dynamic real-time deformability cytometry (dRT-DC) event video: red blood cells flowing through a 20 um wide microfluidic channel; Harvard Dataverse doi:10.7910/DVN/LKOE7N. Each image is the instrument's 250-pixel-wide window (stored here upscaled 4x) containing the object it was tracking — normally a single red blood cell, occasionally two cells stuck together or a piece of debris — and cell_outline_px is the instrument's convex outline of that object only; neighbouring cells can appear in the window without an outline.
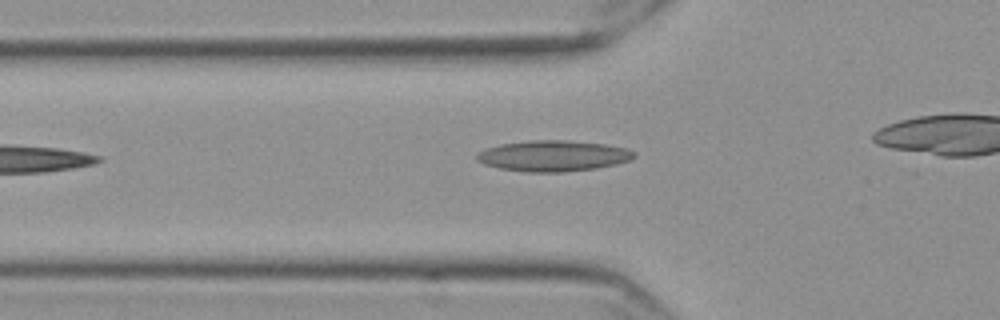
{"species": "Egyptian fruit bat (a non-hibernating species)", "species_latin": "Rousettus aegyptiacus", "temperature_condition": "cold", "stored_images_in_passage": 24, "camera_frame_rate_fps": 3000, "um_per_image_px": 0.085, "frame": {"image": 1, "passage_image": 2, "time_ms": 0.333, "image_size_px": [1000, 320], "cell_outline_px": [[636, 156], [632, 160], [616, 164], [596, 168], [564, 172], [528, 172], [500, 168], [484, 164], [476, 160], [476, 156], [480, 152], [488, 148], [500, 144], [528, 140], [568, 140], [604, 144], [628, 148], [636, 152]], "centroid_in_image_um": [47.07, 13.24], "position_along_channel_um": 78.7, "area_um2": 28.38}}
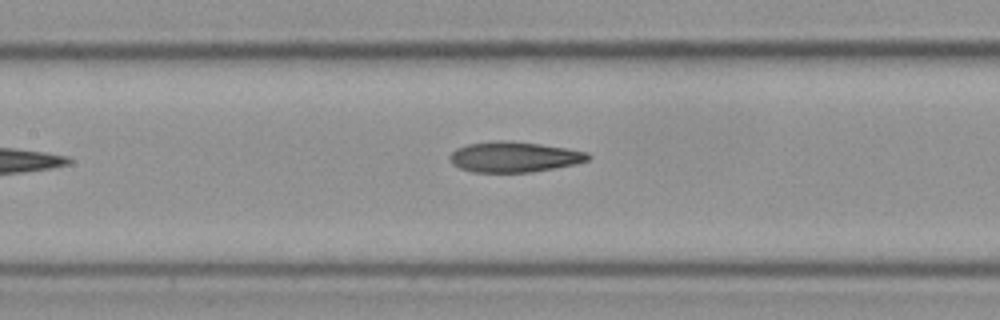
{"frame": {"image": 2, "passage_image": 9, "time_ms": 2.667, "image_size_px": [1000, 320], "cell_outline_px": [[592, 156], [588, 160], [576, 164], [532, 172], [472, 172], [460, 168], [452, 164], [448, 156], [456, 148], [468, 144], [492, 140], [508, 140], [540, 144], [568, 148], [588, 152]], "centroid_in_image_um": [43.7, 13.33], "position_along_channel_um": 163.7, "area_um2": 24.8}}
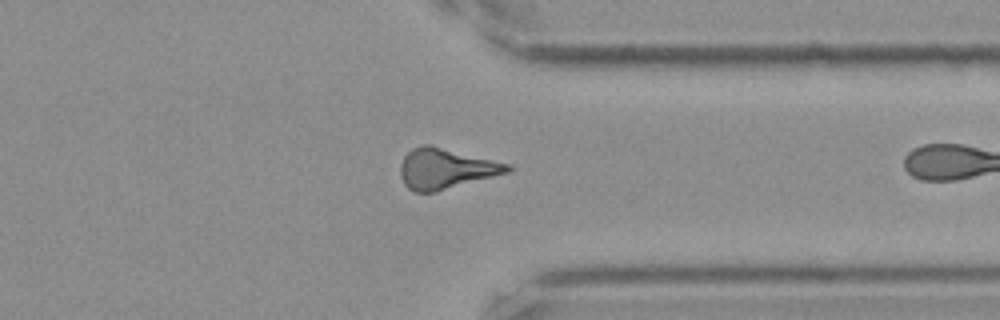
{"frame": {"image": 3, "passage_image": 23, "time_ms": 7.333, "image_size_px": [1000, 320], "cell_outline_px": [[512, 168], [508, 172], [436, 192], [416, 192], [408, 188], [404, 184], [400, 176], [400, 164], [404, 156], [412, 148], [424, 144], [432, 144], [508, 164]], "centroid_in_image_um": [37.84, 14.32], "position_along_channel_um": 373.6, "area_um2": 25.14}}